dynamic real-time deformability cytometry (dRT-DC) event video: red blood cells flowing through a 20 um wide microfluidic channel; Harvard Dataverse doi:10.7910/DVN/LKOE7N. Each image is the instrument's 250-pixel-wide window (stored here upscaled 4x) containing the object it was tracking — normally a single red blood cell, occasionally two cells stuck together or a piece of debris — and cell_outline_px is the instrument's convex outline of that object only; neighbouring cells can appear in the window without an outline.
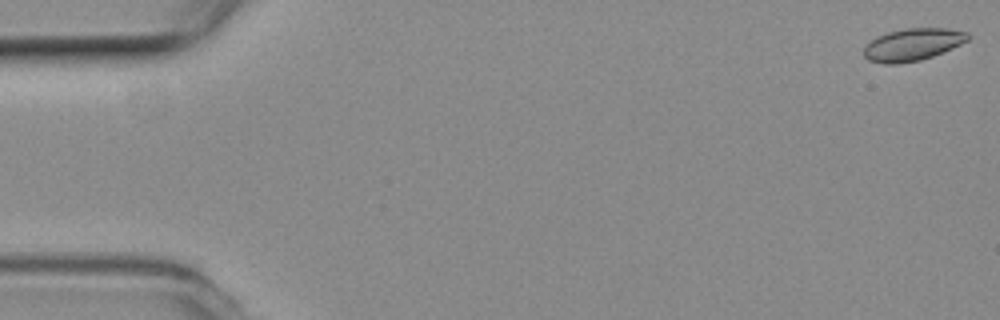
{"species": "common noctule bat (a hibernating species)", "species_latin": "Nyctalus noctula", "temperature_condition": "room temperature", "stored_images_in_passage": 55, "camera_frame_rate_fps": 3000, "um_per_image_px": 0.085, "animal": {"sex": "female", "body_mass_g": 19.3, "forearm_length_mm": 54.1}, "frame": {"image": 1, "passage_image": 1, "time_ms": 0.0, "image_size_px": [1000, 320], "cell_outline_px": [[972, 36], [968, 40], [960, 44], [932, 56], [920, 60], [896, 64], [884, 64], [868, 60], [864, 56], [864, 44], [876, 36], [888, 32], [904, 28], [948, 28], [968, 32]], "centroid_in_image_um": [77.55, 3.78], "position_along_channel_um": 7.5, "area_um2": 19.71}}
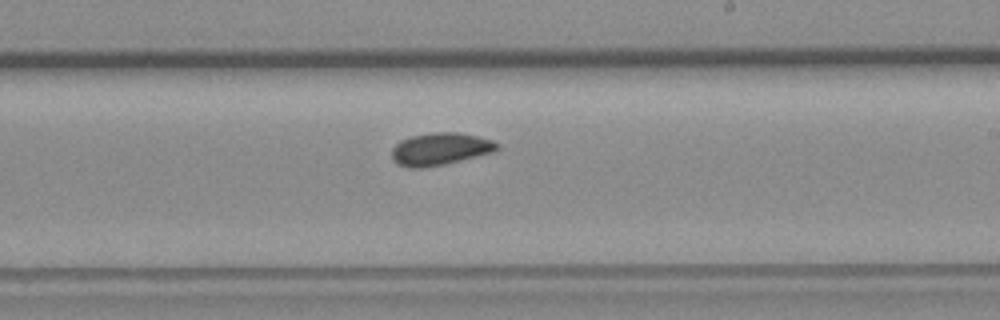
{"frame": {"image": 2, "passage_image": 32, "time_ms": 10.333, "image_size_px": [1000, 320], "cell_outline_px": [[500, 148], [492, 152], [444, 164], [420, 168], [408, 168], [392, 160], [392, 148], [400, 140], [412, 136], [432, 132], [456, 132], [476, 136], [492, 140], [500, 144]], "centroid_in_image_um": [37.4, 12.66], "position_along_channel_um": 251.6, "area_um2": 19.71}}
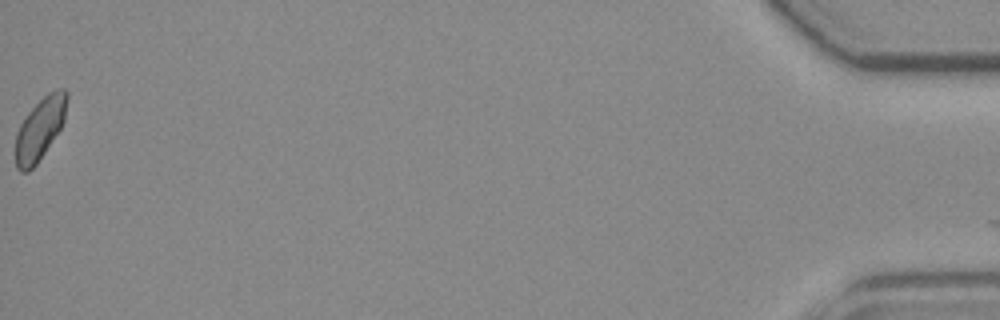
{"frame": {"image": 3, "passage_image": 55, "time_ms": 18.0, "image_size_px": [1000, 320], "cell_outline_px": [[68, 100], [64, 120], [60, 128], [36, 164], [28, 172], [20, 172], [16, 168], [16, 132], [20, 124], [28, 112], [48, 92], [56, 88], [64, 88], [68, 92]], "centroid_in_image_um": [3.4, 10.91], "position_along_channel_um": 431.8, "area_um2": 18.5}}